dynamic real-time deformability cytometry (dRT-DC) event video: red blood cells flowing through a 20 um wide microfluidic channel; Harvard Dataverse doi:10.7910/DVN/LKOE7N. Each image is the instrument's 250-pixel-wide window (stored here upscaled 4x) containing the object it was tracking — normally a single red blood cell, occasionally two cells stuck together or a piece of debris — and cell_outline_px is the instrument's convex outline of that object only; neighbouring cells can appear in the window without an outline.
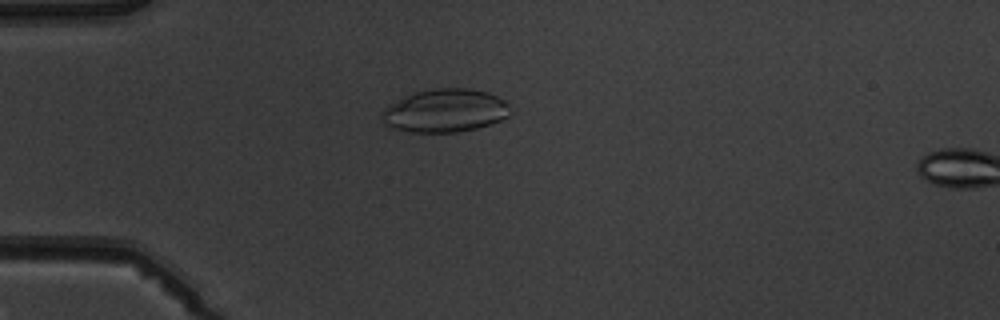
{"species": "common noctule bat (a hibernating species)", "species_latin": "Nyctalus noctula", "temperature_condition": "warm", "stored_images_in_passage": 2, "camera_frame_rate_fps": 3000, "um_per_image_px": 0.085, "animal": {"sex": "male", "body_mass_g": 19.5, "forearm_length_mm": 54.6}, "frame": {"image": 1, "passage_image": 1, "time_ms": 0.0, "image_size_px": [1000, 320], "cell_outline_px": [[512, 112], [508, 116], [500, 120], [476, 128], [456, 132], [412, 132], [392, 128], [384, 124], [380, 116], [380, 112], [384, 108], [404, 96], [416, 92], [432, 88], [468, 88], [488, 92], [504, 100], [508, 104]], "centroid_in_image_um": [37.81, 9.4], "position_along_channel_um": 47.2, "area_um2": 32.37}}